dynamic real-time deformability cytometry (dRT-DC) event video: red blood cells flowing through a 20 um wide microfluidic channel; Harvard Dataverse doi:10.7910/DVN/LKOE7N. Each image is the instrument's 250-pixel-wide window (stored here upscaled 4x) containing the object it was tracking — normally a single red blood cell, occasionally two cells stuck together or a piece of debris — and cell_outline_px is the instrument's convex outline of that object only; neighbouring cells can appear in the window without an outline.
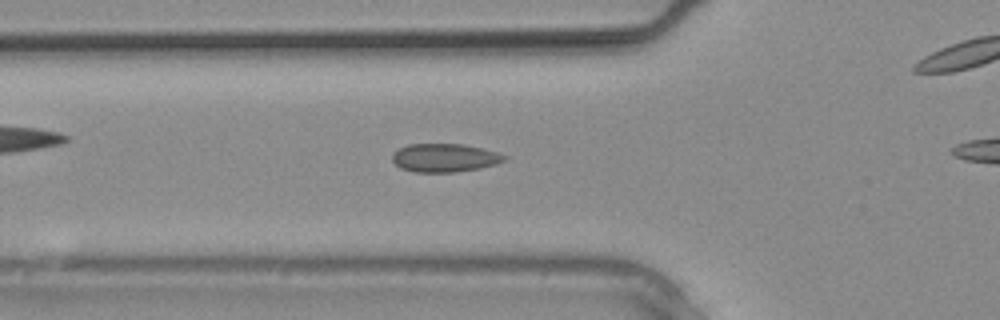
{"species": "common noctule bat (a hibernating species)", "species_latin": "Nyctalus noctula", "temperature_condition": "warm", "stored_images_in_passage": 16, "camera_frame_rate_fps": 3000, "um_per_image_px": 0.085, "animal": {"sex": "male", "body_mass_g": 20.4}, "frame": {"image": 1, "passage_image": 7, "time_ms": 2.0, "image_size_px": [1000, 320], "cell_outline_px": [[508, 160], [496, 164], [480, 168], [456, 172], [412, 172], [400, 168], [392, 160], [392, 152], [408, 144], [464, 144], [496, 152], [508, 156]], "centroid_in_image_um": [37.79, 13.42], "position_along_channel_um": 88.0, "area_um2": 18.67}}